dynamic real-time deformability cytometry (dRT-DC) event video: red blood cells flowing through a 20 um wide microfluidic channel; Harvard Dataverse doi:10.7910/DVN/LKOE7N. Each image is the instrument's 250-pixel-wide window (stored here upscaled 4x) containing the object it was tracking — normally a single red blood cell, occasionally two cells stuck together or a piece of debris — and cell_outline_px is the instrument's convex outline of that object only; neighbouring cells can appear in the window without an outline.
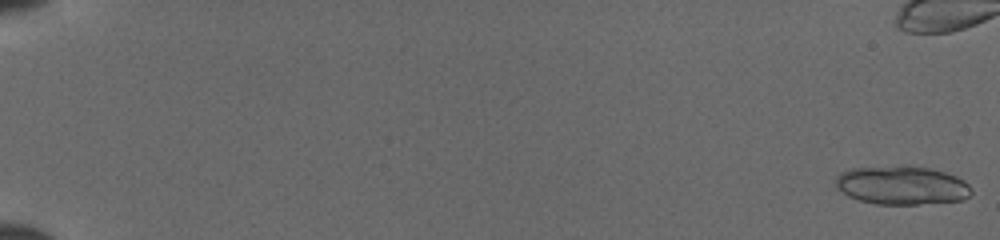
{"species": "common noctule bat (a hibernating species)", "species_latin": "Nyctalus noctula", "temperature_condition": "cold", "stored_images_in_passage": 52, "camera_frame_rate_fps": 3000, "um_per_image_px": 0.085, "animal": {"sex": "female", "body_mass_g": 19.5, "forearm_length_mm": 54.1}, "frame": {"image": 1, "passage_image": 1, "time_ms": 0.0, "image_size_px": [1000, 240], "cell_outline_px": [[972, 192], [964, 200], [916, 204], [876, 204], [860, 200], [848, 196], [836, 188], [836, 176], [840, 172], [852, 168], [908, 164], [928, 168], [944, 172], [956, 176], [964, 180], [972, 188]], "centroid_in_image_um": [76.64, 15.73], "position_along_channel_um": 8.4, "area_um2": 30.92}}